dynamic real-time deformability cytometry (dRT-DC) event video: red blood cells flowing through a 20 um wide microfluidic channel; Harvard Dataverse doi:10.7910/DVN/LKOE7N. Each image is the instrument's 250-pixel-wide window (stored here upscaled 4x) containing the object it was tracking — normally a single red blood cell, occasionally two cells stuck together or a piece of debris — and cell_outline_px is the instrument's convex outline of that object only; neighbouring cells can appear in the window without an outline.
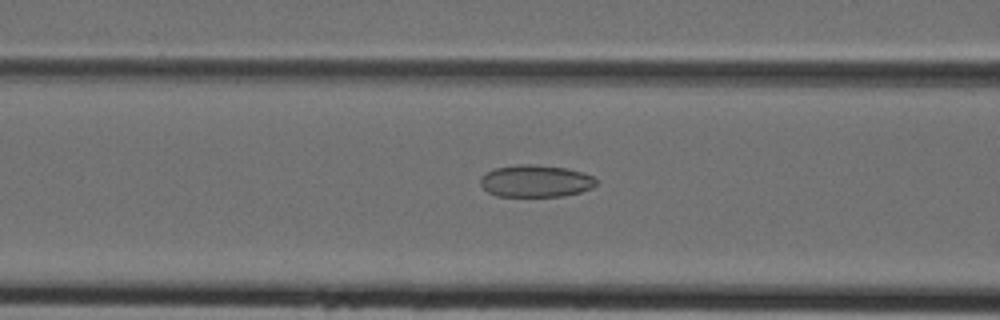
{"species": "Egyptian fruit bat (a non-hibernating species)", "species_latin": "Rousettus aegyptiacus", "temperature_condition": "cold", "stored_images_in_passage": 43, "camera_frame_rate_fps": 3000, "um_per_image_px": 0.085, "animal": {"sex": "female"}, "frame": {"image": 1, "passage_image": 17, "time_ms": 5.333, "image_size_px": [1000, 320], "cell_outline_px": [[596, 184], [592, 188], [580, 192], [564, 196], [496, 196], [488, 192], [480, 184], [480, 176], [496, 168], [516, 164], [528, 164], [564, 168], [584, 172], [592, 176], [596, 180]], "centroid_in_image_um": [45.52, 15.39], "position_along_channel_um": 121.1, "area_um2": 21.62}}
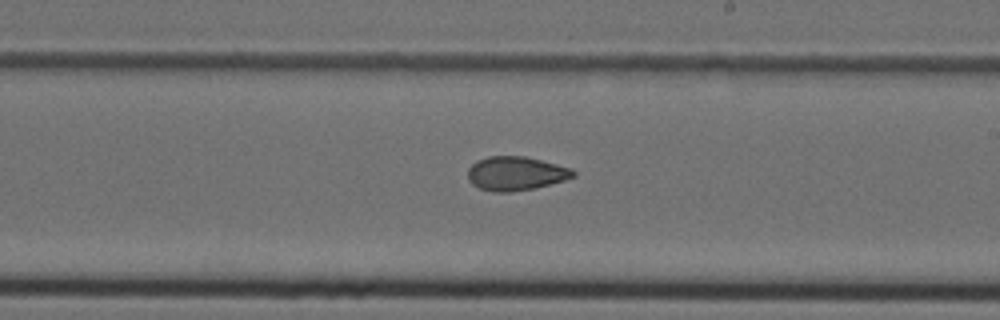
{"frame": {"image": 2, "passage_image": 25, "time_ms": 8.0, "image_size_px": [1000, 320], "cell_outline_px": [[576, 176], [564, 180], [536, 188], [508, 192], [492, 192], [480, 188], [472, 184], [468, 180], [468, 168], [476, 160], [488, 156], [524, 156], [572, 168], [576, 172]], "centroid_in_image_um": [43.83, 14.74], "position_along_channel_um": 245.2, "area_um2": 20.92}}
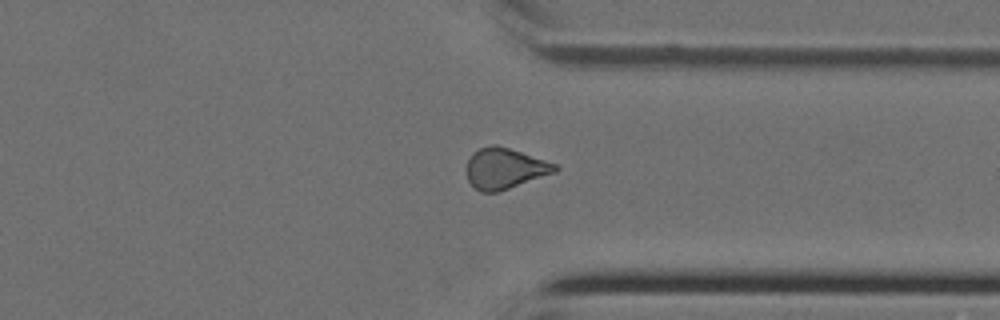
{"frame": {"image": 3, "passage_image": 33, "time_ms": 10.667, "image_size_px": [1000, 320], "cell_outline_px": [[560, 168], [556, 172], [496, 192], [480, 192], [468, 180], [464, 168], [472, 152], [480, 148], [492, 144], [496, 144], [556, 164]], "centroid_in_image_um": [42.86, 14.31], "position_along_channel_um": 368.5, "area_um2": 20.87}}